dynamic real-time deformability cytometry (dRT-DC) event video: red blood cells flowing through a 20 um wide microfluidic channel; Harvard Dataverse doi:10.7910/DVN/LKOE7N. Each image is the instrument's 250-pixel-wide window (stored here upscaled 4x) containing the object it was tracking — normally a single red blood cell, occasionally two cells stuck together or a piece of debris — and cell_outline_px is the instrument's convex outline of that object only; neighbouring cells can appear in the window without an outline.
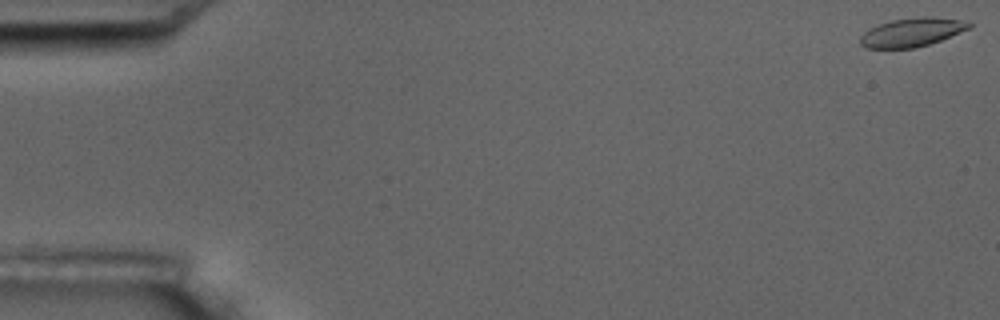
{"species": "common noctule bat (a hibernating species)", "species_latin": "Nyctalus noctula", "temperature_condition": "room temperature", "stored_images_in_passage": 6, "camera_frame_rate_fps": 3000, "um_per_image_px": 0.085, "animal": {"sex": "male", "body_mass_g": 17.5, "forearm_length_mm": 52.3}, "frame": {"image": 1, "passage_image": 1, "time_ms": 0.0, "image_size_px": [1000, 320], "cell_outline_px": [[972, 28], [940, 40], [916, 48], [864, 48], [860, 44], [860, 36], [864, 32], [880, 24], [892, 20], [928, 16], [932, 16], [960, 20], [972, 24]], "centroid_in_image_um": [77.52, 2.75], "position_along_channel_um": 7.5, "area_um2": 18.03}}
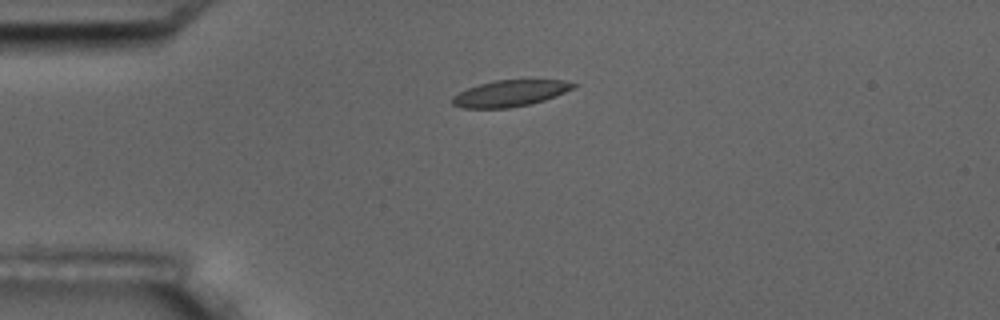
{"frame": {"image": 2, "passage_image": 4, "time_ms": 4.333, "image_size_px": [1000, 320], "cell_outline_px": [[576, 84], [572, 88], [556, 96], [532, 104], [508, 108], [460, 108], [452, 104], [452, 96], [468, 88], [480, 84], [496, 80], [564, 80]], "centroid_in_image_um": [43.33, 7.94], "position_along_channel_um": 41.7, "area_um2": 18.44}}